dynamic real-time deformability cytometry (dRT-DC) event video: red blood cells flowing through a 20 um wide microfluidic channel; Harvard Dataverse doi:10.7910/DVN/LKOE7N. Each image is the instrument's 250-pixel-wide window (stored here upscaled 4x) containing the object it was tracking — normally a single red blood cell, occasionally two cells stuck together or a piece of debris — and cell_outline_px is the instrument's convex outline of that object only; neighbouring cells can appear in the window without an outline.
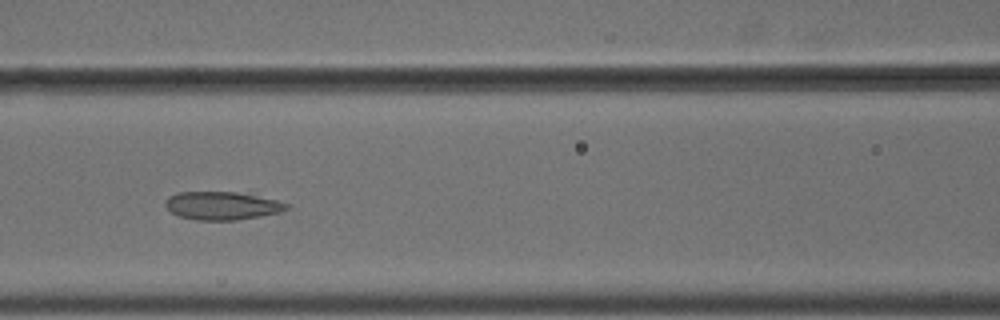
{"species": "common noctule bat (a hibernating species)", "species_latin": "Nyctalus noctula", "temperature_condition": "cold", "stored_images_in_passage": 10, "camera_frame_rate_fps": 3000, "um_per_image_px": 0.085, "animal": {"sex": "male", "body_mass_g": 18.8}, "frame": {"image": 1, "passage_image": 7, "time_ms": 2.0, "image_size_px": [1000, 320], "cell_outline_px": [[288, 208], [280, 212], [260, 216], [236, 220], [196, 220], [180, 216], [172, 212], [164, 204], [164, 200], [168, 196], [176, 192], [236, 192], [276, 200], [288, 204]], "centroid_in_image_um": [18.83, 17.48], "position_along_channel_um": 147.8, "area_um2": 19.71}}
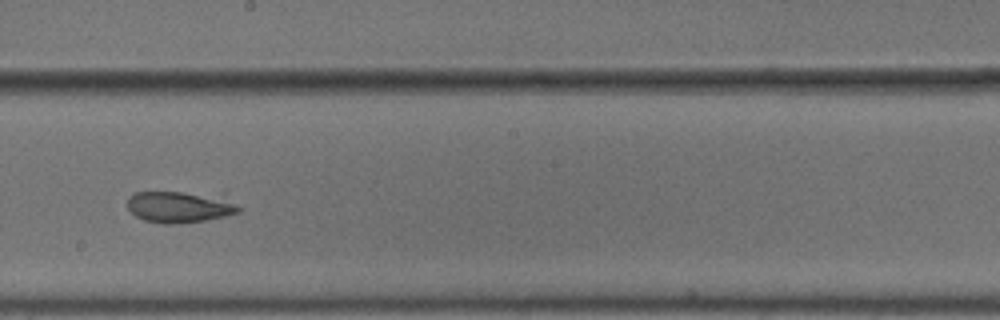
{"frame": {"image": 2, "passage_image": 9, "time_ms": 2.667, "image_size_px": [1000, 320], "cell_outline_px": [[240, 212], [208, 220], [180, 224], [164, 224], [144, 220], [136, 216], [128, 208], [128, 196], [132, 192], [180, 192], [236, 204], [240, 208]], "centroid_in_image_um": [15.1, 17.64], "position_along_channel_um": 233.1, "area_um2": 19.42}}
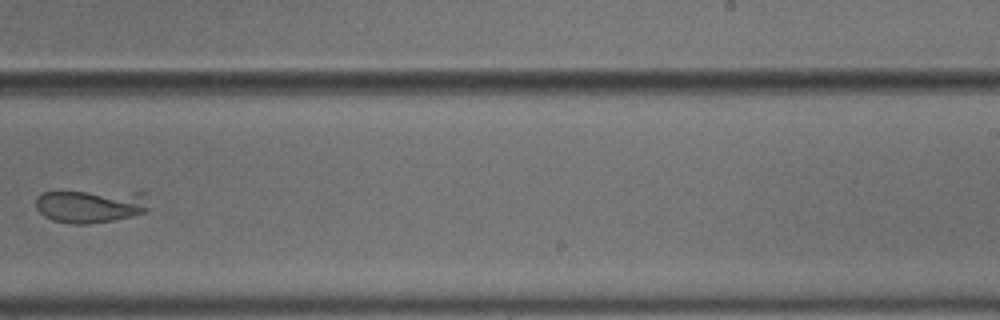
{"frame": {"image": 3, "passage_image": 10, "time_ms": 3.0, "image_size_px": [1000, 320], "cell_outline_px": [[148, 212], [132, 216], [112, 220], [88, 224], [72, 224], [52, 220], [44, 216], [36, 208], [36, 196], [40, 192], [60, 188], [148, 192]], "centroid_in_image_um": [7.69, 17.43], "position_along_channel_um": 281.3, "area_um2": 23.7}}